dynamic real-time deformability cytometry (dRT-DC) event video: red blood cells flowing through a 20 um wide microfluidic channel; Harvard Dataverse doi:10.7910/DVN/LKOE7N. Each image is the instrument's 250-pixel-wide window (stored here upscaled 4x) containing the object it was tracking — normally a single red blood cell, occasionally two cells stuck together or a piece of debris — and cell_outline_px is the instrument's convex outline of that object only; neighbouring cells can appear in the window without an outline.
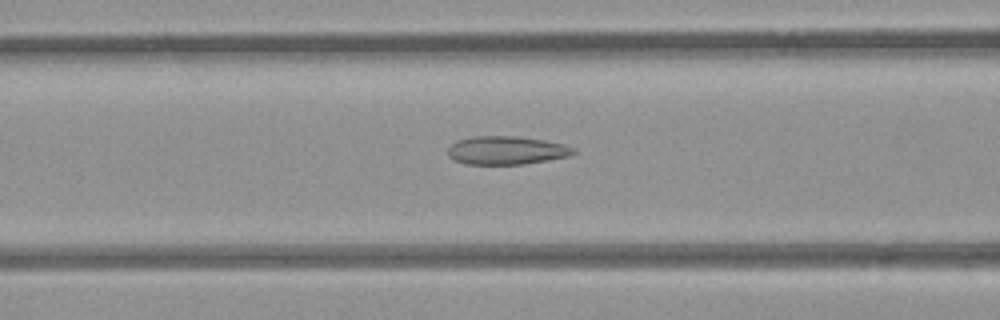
{"species": "common noctule bat (a hibernating species)", "species_latin": "Nyctalus noctula", "temperature_condition": "room temperature", "stored_images_in_passage": 48, "camera_frame_rate_fps": 3000, "um_per_image_px": 0.085, "animal": {"sex": "female", "body_mass_g": 21.9}, "frame": {"image": 1, "passage_image": 16, "time_ms": 5.0, "image_size_px": [1000, 320], "cell_outline_px": [[576, 152], [568, 156], [524, 164], [464, 164], [448, 156], [448, 148], [456, 140], [472, 136], [520, 136], [544, 140], [564, 144], [576, 148]], "centroid_in_image_um": [43.04, 12.77], "position_along_channel_um": 123.6, "area_um2": 20.81}}
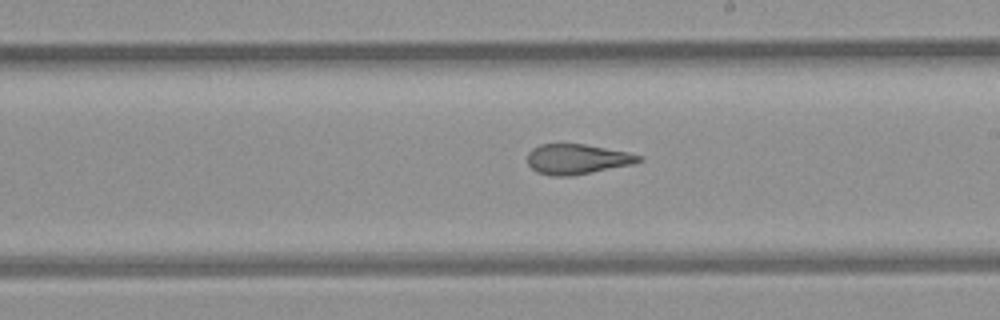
{"frame": {"image": 2, "passage_image": 25, "time_ms": 8.0, "image_size_px": [1000, 320], "cell_outline_px": [[644, 160], [632, 164], [572, 176], [552, 176], [536, 172], [528, 164], [528, 152], [532, 148], [540, 144], [584, 144], [628, 152], [644, 156]], "centroid_in_image_um": [49.06, 13.52], "position_along_channel_um": 239.9, "area_um2": 19.59}}
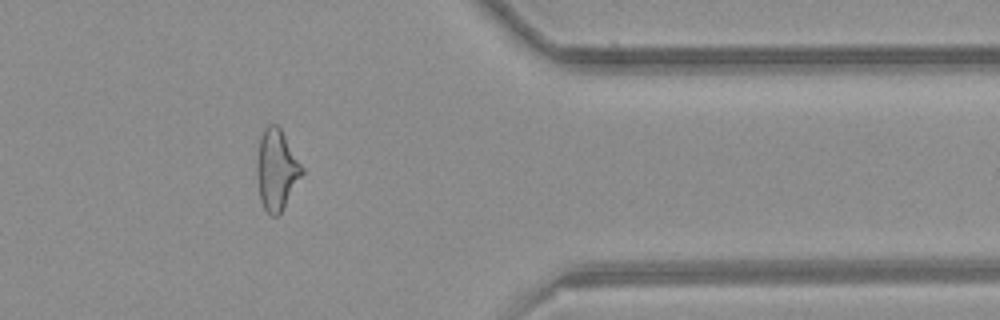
{"frame": {"image": 3, "passage_image": 38, "time_ms": 12.333, "image_size_px": [1000, 320], "cell_outline_px": [[304, 172], [280, 212], [276, 216], [268, 216], [260, 200], [256, 176], [256, 164], [260, 136], [264, 128], [268, 124], [276, 124], [280, 128], [304, 168]], "centroid_in_image_um": [23.48, 14.42], "position_along_channel_um": 387.9, "area_um2": 21.15}, "authors_computed_cell_mechanics": {"area_um2": 21.5594, "velocity_mm_per_s": 3.8797, "shape_relaxation_time_tau1_ms": null, "shape_relaxation_time_tau2_ms": 1.5654, "deformation_change_tau1": null, "deformation_change_tau2": 0.1127}}